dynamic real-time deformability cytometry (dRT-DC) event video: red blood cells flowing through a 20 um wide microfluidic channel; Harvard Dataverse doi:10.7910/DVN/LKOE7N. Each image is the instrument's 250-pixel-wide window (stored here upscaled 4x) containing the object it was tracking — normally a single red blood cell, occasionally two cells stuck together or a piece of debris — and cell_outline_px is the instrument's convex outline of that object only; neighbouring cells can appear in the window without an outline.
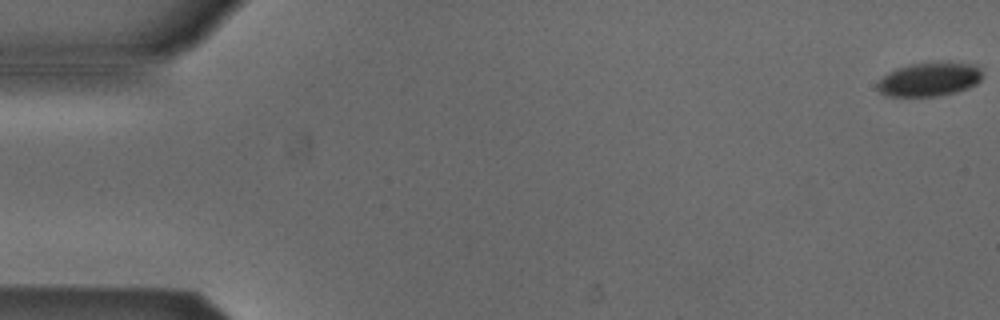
{"species": "Egyptian fruit bat (a non-hibernating species)", "species_latin": "Rousettus aegyptiacus", "temperature_condition": "cold", "stored_images_in_passage": 54, "camera_frame_rate_fps": 3000, "um_per_image_px": 0.085, "animal": {"sex": "male"}, "frame": {"image": 1, "passage_image": 1, "time_ms": 0.0, "image_size_px": [1000, 320], "cell_outline_px": [[980, 80], [976, 84], [968, 88], [956, 92], [940, 96], [884, 96], [876, 88], [876, 84], [888, 72], [896, 68], [912, 64], [968, 64], [980, 68]], "centroid_in_image_um": [78.92, 6.79], "position_along_channel_um": 6.1, "area_um2": 20.11}}
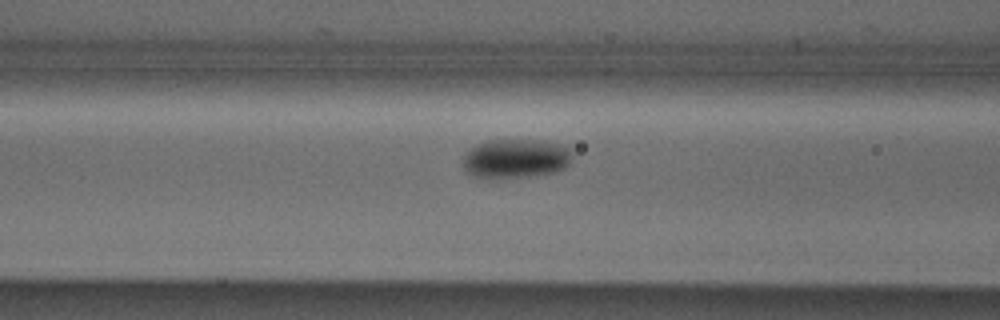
{"frame": {"image": 2, "passage_image": 22, "time_ms": 7.0, "image_size_px": [1000, 320], "cell_outline_px": [[572, 156], [568, 164], [564, 168], [552, 172], [528, 176], [488, 180], [484, 180], [472, 176], [464, 168], [464, 156], [476, 144], [488, 140], [548, 140], [572, 148]], "centroid_in_image_um": [43.83, 13.48], "position_along_channel_um": 122.8, "area_um2": 25.37}}
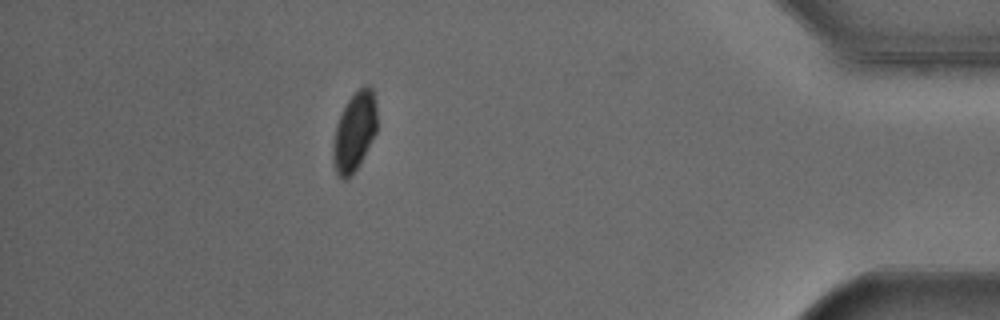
{"frame": {"image": 3, "passage_image": 48, "time_ms": 15.667, "image_size_px": [1000, 320], "cell_outline_px": [[376, 132], [352, 176], [344, 180], [336, 172], [332, 160], [332, 148], [336, 124], [348, 100], [364, 84], [368, 84], [372, 88], [376, 100]], "centroid_in_image_um": [30.12, 11.18], "position_along_channel_um": 405.1, "area_um2": 20.06}, "authors_computed_cell_mechanics": {"area_um2": 22.8021, "velocity_mm_per_s": 3.8466, "shape_relaxation_time_tau1_ms": 1.9961, "shape_relaxation_time_tau2_ms": null, "deformation_change_tau1": 0.0608, "deformation_change_tau2": null}}